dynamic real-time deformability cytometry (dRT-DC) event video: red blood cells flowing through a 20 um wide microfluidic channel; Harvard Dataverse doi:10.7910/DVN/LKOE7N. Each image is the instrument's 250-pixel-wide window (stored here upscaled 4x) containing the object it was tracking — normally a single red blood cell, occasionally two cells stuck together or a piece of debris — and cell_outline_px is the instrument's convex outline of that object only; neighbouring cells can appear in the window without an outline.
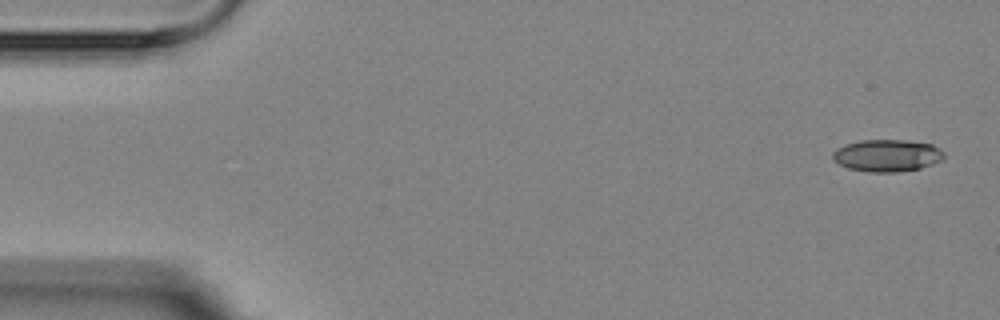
{"species": "Egyptian fruit bat (a non-hibernating species)", "species_latin": "Rousettus aegyptiacus", "temperature_condition": "room temperature", "stored_images_in_passage": 6, "camera_frame_rate_fps": 3000, "um_per_image_px": 0.085, "animal": {"sex": "female"}, "frame": {"image": 1, "passage_image": 1, "time_ms": 0.0, "image_size_px": [1000, 320], "cell_outline_px": [[944, 156], [940, 160], [932, 164], [920, 168], [896, 172], [868, 172], [848, 168], [832, 160], [832, 152], [836, 148], [844, 144], [860, 140], [904, 140], [932, 144], [940, 148], [944, 152]], "centroid_in_image_um": [75.37, 13.21], "position_along_channel_um": 9.6, "area_um2": 20.92}}